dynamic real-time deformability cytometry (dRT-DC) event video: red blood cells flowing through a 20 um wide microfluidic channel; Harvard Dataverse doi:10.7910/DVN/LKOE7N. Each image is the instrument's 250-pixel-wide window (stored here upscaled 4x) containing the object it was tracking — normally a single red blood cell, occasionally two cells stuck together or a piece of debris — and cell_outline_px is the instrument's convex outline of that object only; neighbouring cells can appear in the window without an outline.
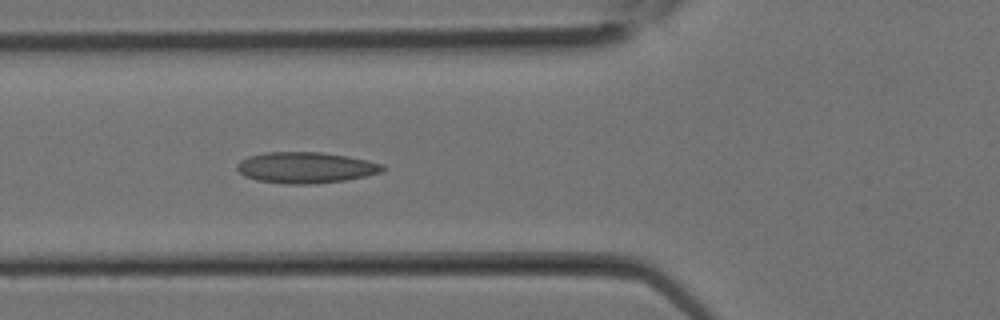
{"species": "Egyptian fruit bat (a non-hibernating species)", "species_latin": "Rousettus aegyptiacus", "temperature_condition": "room temperature", "stored_images_in_passage": 9, "camera_frame_rate_fps": 3000, "um_per_image_px": 0.085, "animal": {"sex": "female"}, "frame": {"image": 1, "passage_image": 9, "time_ms": 2.667, "image_size_px": [1000, 320], "cell_outline_px": [[384, 168], [380, 172], [364, 176], [344, 180], [308, 184], [288, 184], [256, 180], [244, 176], [236, 168], [236, 164], [240, 160], [248, 156], [264, 152], [320, 152], [348, 156], [384, 164]], "centroid_in_image_um": [25.93, 14.23], "position_along_channel_um": 99.9, "area_um2": 26.24}}